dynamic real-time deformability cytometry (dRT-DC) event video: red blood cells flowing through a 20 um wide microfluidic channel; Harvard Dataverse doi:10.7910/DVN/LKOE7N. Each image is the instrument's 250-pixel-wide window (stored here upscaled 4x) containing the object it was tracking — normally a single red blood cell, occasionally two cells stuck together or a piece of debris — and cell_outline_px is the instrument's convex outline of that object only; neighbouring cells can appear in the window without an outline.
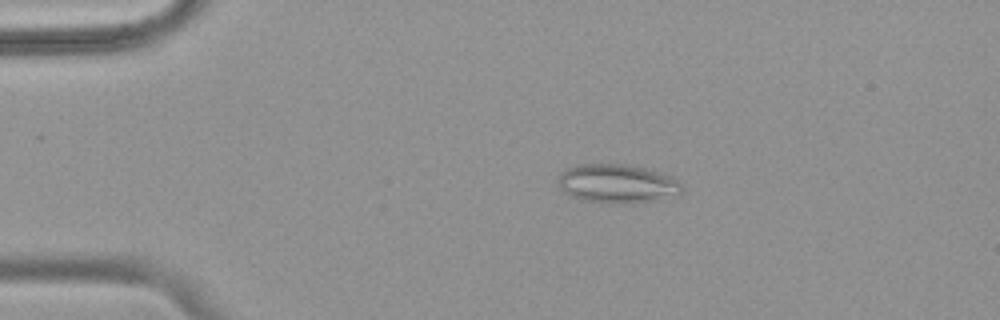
{"species": "common noctule bat (a hibernating species)", "species_latin": "Nyctalus noctula", "temperature_condition": "warm", "stored_images_in_passage": 51, "camera_frame_rate_fps": 3000, "um_per_image_px": 0.085, "animal": {"sex": "female", "body_mass_g": 18.4}, "frame": {"image": 1, "passage_image": 8, "time_ms": 2.333, "image_size_px": [1000, 320], "cell_outline_px": [[684, 188], [680, 196], [620, 204], [612, 204], [584, 200], [572, 196], [564, 192], [560, 188], [556, 180], [556, 176], [564, 168], [580, 164], [628, 164], [644, 168], [668, 176], [676, 180]], "centroid_in_image_um": [52.41, 15.61], "position_along_channel_um": 32.6, "area_um2": 28.15}}
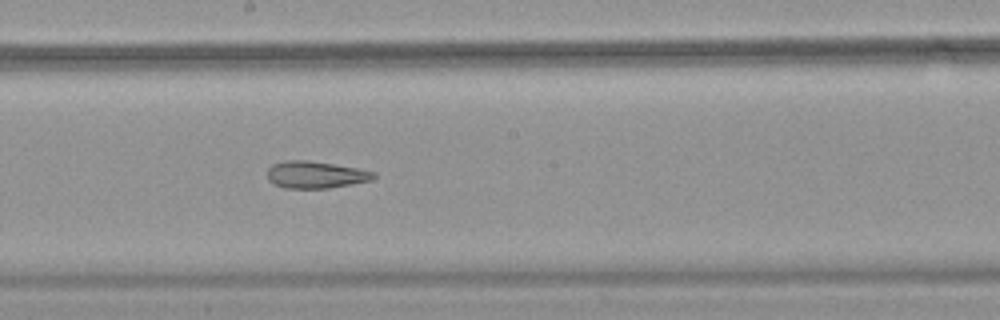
{"frame": {"image": 2, "passage_image": 27, "time_ms": 8.667, "image_size_px": [1000, 320], "cell_outline_px": [[376, 176], [372, 180], [352, 184], [328, 188], [284, 188], [272, 184], [268, 180], [268, 168], [272, 164], [284, 160], [308, 160], [356, 168], [376, 172]], "centroid_in_image_um": [26.79, 14.85], "position_along_channel_um": 221.4, "area_um2": 16.82}}
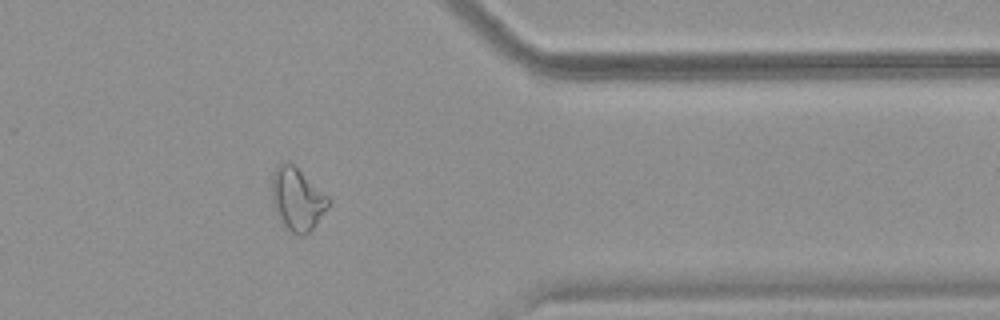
{"frame": {"image": 3, "passage_image": 41, "time_ms": 13.333, "image_size_px": [1000, 320], "cell_outline_px": [[332, 204], [316, 224], [304, 236], [300, 236], [292, 232], [280, 220], [272, 204], [272, 176], [276, 168], [280, 164], [288, 160], [328, 196], [332, 200]], "centroid_in_image_um": [25.29, 16.93], "position_along_channel_um": 386.1, "area_um2": 20.58}, "authors_computed_cell_mechanics": {"area_um2": 20.9814, "velocity_mm_per_s": 3.7914, "shape_relaxation_time_tau1_ms": null, "shape_relaxation_time_tau2_ms": 4.6825, "deformation_change_tau1": null, "deformation_change_tau2": 0.1383}}